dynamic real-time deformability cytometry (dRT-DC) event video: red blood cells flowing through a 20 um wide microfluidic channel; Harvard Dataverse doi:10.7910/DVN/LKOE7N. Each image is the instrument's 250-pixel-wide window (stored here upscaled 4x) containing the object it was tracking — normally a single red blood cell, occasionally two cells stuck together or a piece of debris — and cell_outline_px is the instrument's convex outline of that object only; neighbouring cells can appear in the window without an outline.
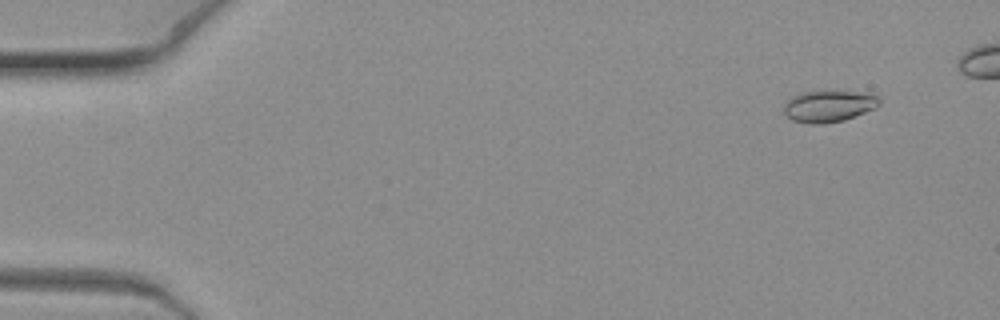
{"species": "common noctule bat (a hibernating species)", "species_latin": "Nyctalus noctula", "temperature_condition": "warm", "stored_images_in_passage": 8, "segment_of_instrument_passage": [1, 2], "camera_frame_rate_fps": 3000, "um_per_image_px": 0.085, "animal": {"sex": "female", "body_mass_g": 19.3, "forearm_length_mm": 54.1}, "frame": {"image": 1, "passage_image": 2, "time_ms": 0.333, "image_size_px": [1000, 320], "cell_outline_px": [[880, 104], [876, 108], [844, 120], [824, 124], [812, 124], [792, 120], [784, 112], [784, 104], [792, 96], [804, 92], [852, 92], [880, 96]], "centroid_in_image_um": [70.44, 9.04], "position_along_channel_um": 14.6, "area_um2": 17.28}}
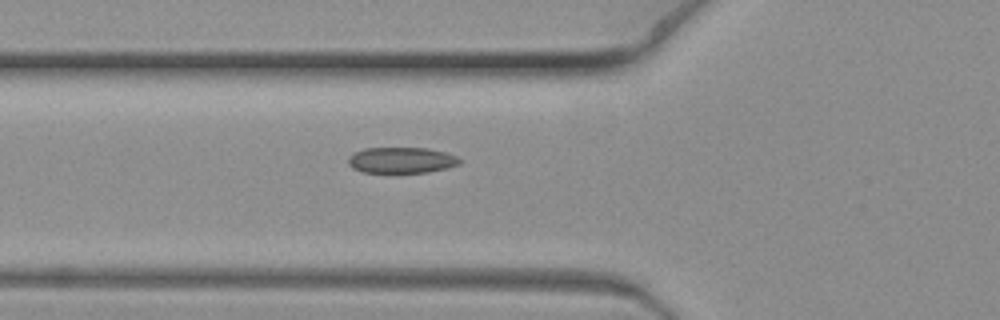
{"frame": {"image": 2, "passage_image": 7, "time_ms": 2.0, "image_size_px": [1000, 320], "cell_outline_px": [[464, 160], [460, 164], [448, 168], [428, 172], [396, 176], [360, 172], [352, 168], [348, 164], [348, 156], [352, 152], [364, 148], [428, 148], [444, 152], [456, 156]], "centroid_in_image_um": [34.08, 13.67], "position_along_channel_um": 91.7, "area_um2": 18.03}}